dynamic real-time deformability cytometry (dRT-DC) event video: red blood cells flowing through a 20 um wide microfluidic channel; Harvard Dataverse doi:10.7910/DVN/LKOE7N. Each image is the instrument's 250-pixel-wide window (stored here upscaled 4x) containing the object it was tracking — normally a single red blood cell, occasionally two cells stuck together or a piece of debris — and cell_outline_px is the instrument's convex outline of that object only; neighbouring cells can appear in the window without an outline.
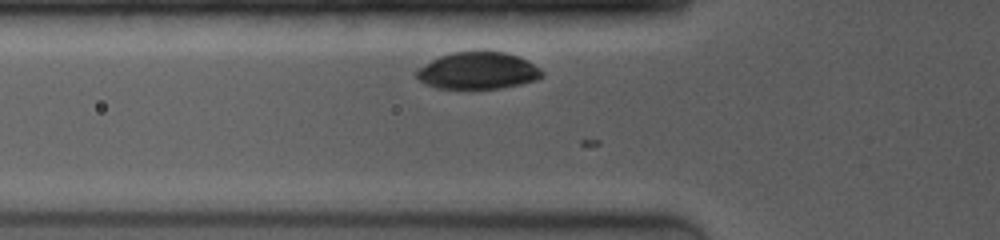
{"species": "common noctule bat (a hibernating species)", "species_latin": "Nyctalus noctula", "temperature_condition": "room temperature", "stored_images_in_passage": 34, "camera_frame_rate_fps": 4000, "um_per_image_px": 0.085, "animal": {"sex": "female", "body_mass_g": 19.0, "forearm_length_mm": 53.3}, "frame": {"image": 1, "passage_image": 3, "time_ms": 0.5, "image_size_px": [1000, 240], "cell_outline_px": [[544, 76], [536, 80], [520, 84], [500, 88], [436, 88], [424, 84], [416, 76], [416, 72], [420, 68], [432, 60], [440, 56], [452, 52], [504, 52], [516, 56], [540, 68], [544, 72]], "centroid_in_image_um": [40.62, 6.02], "position_along_channel_um": 85.2, "area_um2": 26.59}}